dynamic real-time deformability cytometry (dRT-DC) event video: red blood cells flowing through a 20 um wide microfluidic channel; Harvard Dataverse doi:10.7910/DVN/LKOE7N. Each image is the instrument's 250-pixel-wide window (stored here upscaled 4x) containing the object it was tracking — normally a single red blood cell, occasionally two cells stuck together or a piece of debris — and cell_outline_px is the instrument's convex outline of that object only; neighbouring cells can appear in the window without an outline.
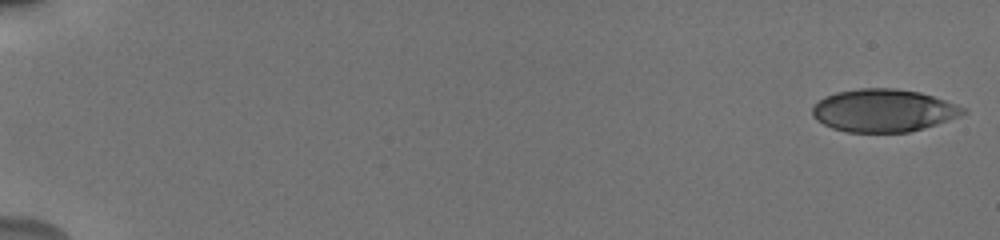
{"species": "human", "species_latin": "Homo sapiens", "temperature_condition": "cold", "stored_images_in_passage": 55, "camera_frame_rate_fps": 3000, "um_per_image_px": 0.085, "donor": {"sex": "male"}, "frame": {"image": 1, "passage_image": 1, "time_ms": 0.0, "image_size_px": [1000, 240], "cell_outline_px": [[968, 112], [960, 116], [924, 128], [908, 132], [848, 132], [832, 128], [816, 120], [812, 116], [812, 108], [824, 96], [836, 92], [860, 88], [896, 88], [920, 92], [956, 104], [964, 108]], "centroid_in_image_um": [75.08, 9.39], "position_along_channel_um": 9.9, "area_um2": 37.45}}
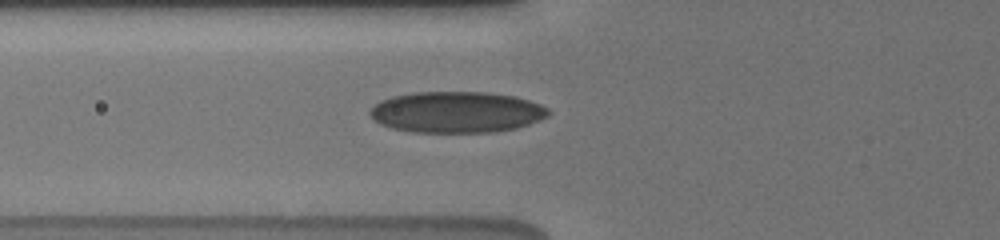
{"frame": {"image": 2, "passage_image": 22, "time_ms": 7.0, "image_size_px": [1000, 240], "cell_outline_px": [[552, 112], [548, 116], [540, 120], [516, 128], [492, 132], [412, 132], [392, 128], [380, 124], [368, 112], [380, 100], [392, 96], [416, 92], [484, 92], [516, 96], [540, 104], [548, 108]], "centroid_in_image_um": [38.83, 9.53], "position_along_channel_um": 87.0, "area_um2": 42.83}}
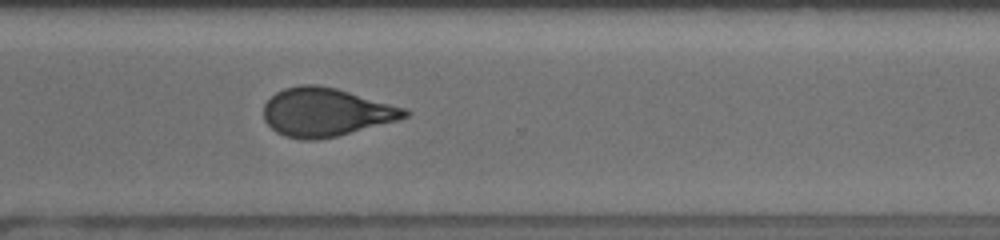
{"frame": {"image": 3, "passage_image": 42, "time_ms": 13.667, "image_size_px": [1000, 240], "cell_outline_px": [[412, 112], [408, 116], [400, 120], [336, 136], [316, 140], [304, 140], [284, 136], [276, 132], [264, 120], [264, 104], [276, 92], [284, 88], [300, 84], [316, 84], [336, 88], [408, 108]], "centroid_in_image_um": [27.73, 9.53], "position_along_channel_um": 342.9, "area_um2": 40.06}, "authors_computed_cell_mechanics": {"area_um2": 40.0554, "velocity_mm_per_s": 3.8357, "shape_relaxation_time_tau1_ms": 7.0139, "shape_relaxation_time_tau2_ms": 1.7274, "deformation_change_tau1": 0.1732, "deformation_change_tau2": 0.0864}}